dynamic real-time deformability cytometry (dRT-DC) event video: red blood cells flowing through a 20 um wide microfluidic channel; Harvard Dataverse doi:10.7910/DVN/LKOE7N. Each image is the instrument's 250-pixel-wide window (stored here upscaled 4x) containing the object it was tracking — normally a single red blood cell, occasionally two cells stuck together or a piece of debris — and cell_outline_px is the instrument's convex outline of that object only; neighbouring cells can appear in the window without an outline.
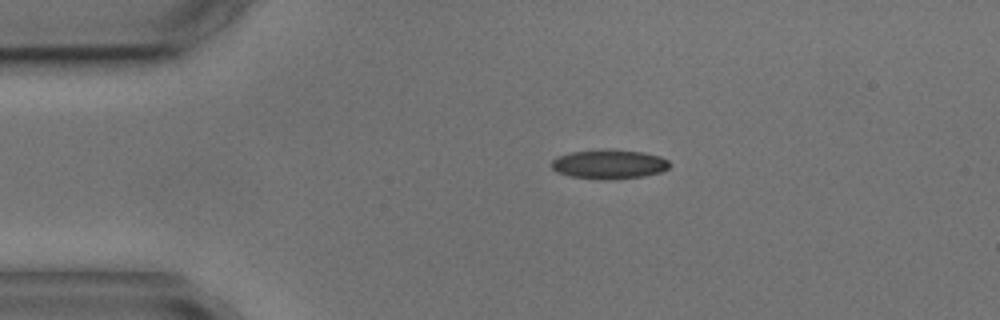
{"species": "common noctule bat (a hibernating species)", "species_latin": "Nyctalus noctula", "temperature_condition": "cold", "stored_images_in_passage": 3, "segment_of_instrument_passage": [1, 2], "camera_frame_rate_fps": 3000, "um_per_image_px": 0.085, "animal": {"sex": "male", "body_mass_g": 17.9, "forearm_length_mm": 54.2}, "frame": {"image": 1, "passage_image": 1, "time_ms": 0.0, "image_size_px": [1000, 320], "cell_outline_px": [[668, 168], [660, 172], [644, 176], [604, 180], [572, 176], [556, 172], [548, 164], [556, 156], [572, 152], [608, 148], [644, 152], [660, 156], [668, 160]], "centroid_in_image_um": [51.73, 13.94], "position_along_channel_um": 33.3, "area_um2": 20.35}}